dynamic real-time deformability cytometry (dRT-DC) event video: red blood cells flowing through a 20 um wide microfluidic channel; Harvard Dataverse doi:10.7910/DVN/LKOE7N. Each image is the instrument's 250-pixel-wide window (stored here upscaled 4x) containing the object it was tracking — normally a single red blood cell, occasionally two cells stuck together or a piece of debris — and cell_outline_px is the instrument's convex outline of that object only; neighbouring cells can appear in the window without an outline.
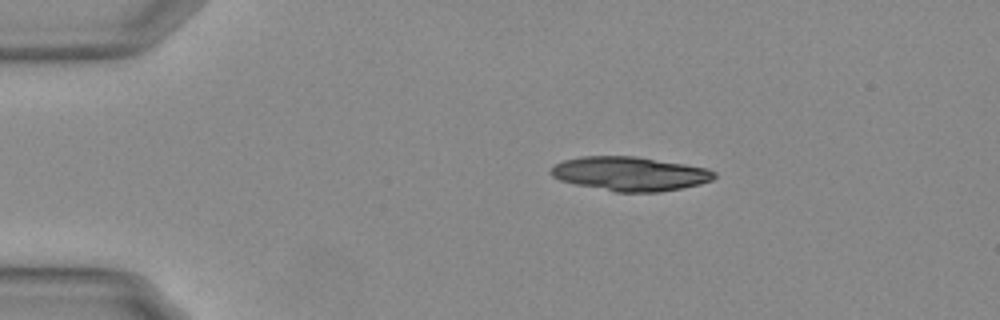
{"species": "Egyptian fruit bat (a non-hibernating species)", "species_latin": "Rousettus aegyptiacus", "temperature_condition": "warm", "stored_images_in_passage": 45, "camera_frame_rate_fps": 3000, "um_per_image_px": 0.085, "animal": {"sex": "female"}, "frame": {"image": 1, "passage_image": 1, "time_ms": 0.0, "image_size_px": [1000, 320], "cell_outline_px": [[716, 176], [712, 180], [700, 184], [660, 192], [616, 192], [576, 184], [560, 180], [552, 176], [548, 172], [556, 164], [564, 160], [580, 156], [636, 156], [708, 168], [716, 172]], "centroid_in_image_um": [53.55, 14.76], "position_along_channel_um": 31.4, "area_um2": 32.43}, "authors_computed_cell_mechanics": {"area_um2": 18.5538, "velocity_mm_per_s": 3.7471, "shape_relaxation_time_tau1_ms": 4.4914, "shape_relaxation_time_tau2_ms": 5.6587, "deformation_change_tau1": 0.1722, "deformation_change_tau2": 0.1003}}